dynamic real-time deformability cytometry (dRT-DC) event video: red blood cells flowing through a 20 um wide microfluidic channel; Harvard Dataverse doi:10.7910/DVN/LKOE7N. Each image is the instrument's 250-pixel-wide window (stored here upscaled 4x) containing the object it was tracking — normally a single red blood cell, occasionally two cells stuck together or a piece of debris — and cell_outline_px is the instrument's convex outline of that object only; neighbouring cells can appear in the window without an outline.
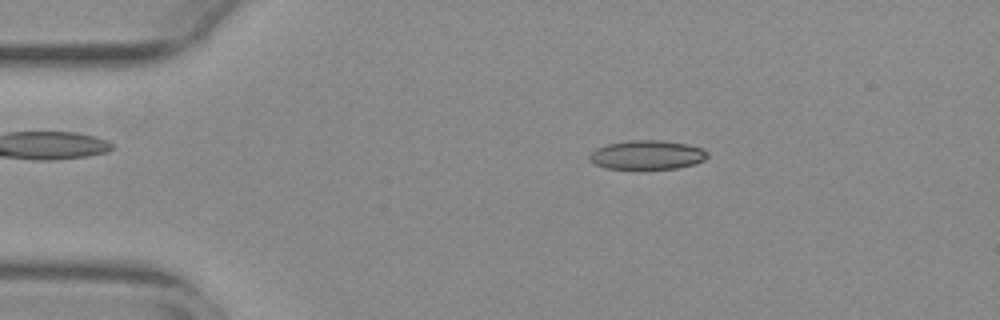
{"species": "common noctule bat (a hibernating species)", "species_latin": "Nyctalus noctula", "temperature_condition": "warm", "stored_images_in_passage": 55, "camera_frame_rate_fps": 3000, "um_per_image_px": 0.085, "animal": {"sex": "female", "body_mass_g": 29.2, "forearm_length_mm": 56.3}, "frame": {"image": 1, "passage_image": 10, "time_ms": 3.0, "image_size_px": [1000, 320], "cell_outline_px": [[708, 156], [704, 160], [692, 164], [676, 168], [608, 168], [596, 164], [588, 160], [588, 156], [596, 148], [608, 144], [628, 140], [664, 140], [688, 144], [704, 148], [708, 152]], "centroid_in_image_um": [55.02, 13.14], "position_along_channel_um": 30.0, "area_um2": 19.88}}
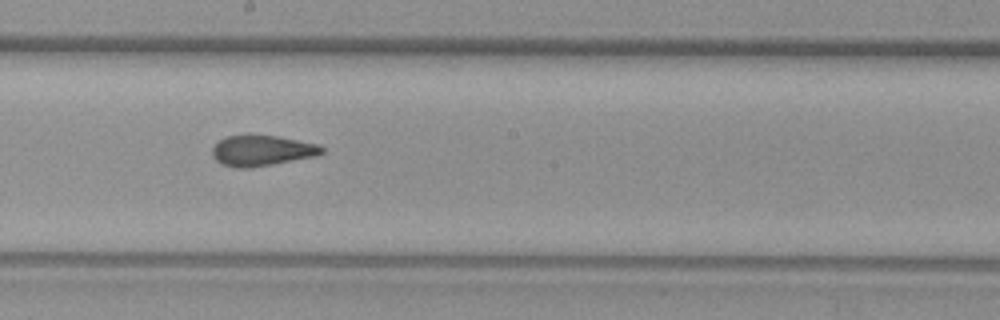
{"frame": {"image": 2, "passage_image": 30, "time_ms": 9.667, "image_size_px": [1000, 320], "cell_outline_px": [[324, 152], [316, 156], [252, 168], [236, 168], [224, 164], [216, 160], [212, 156], [212, 148], [220, 140], [228, 136], [276, 136], [320, 144], [324, 148]], "centroid_in_image_um": [22.3, 12.82], "position_along_channel_um": 225.9, "area_um2": 19.36}}
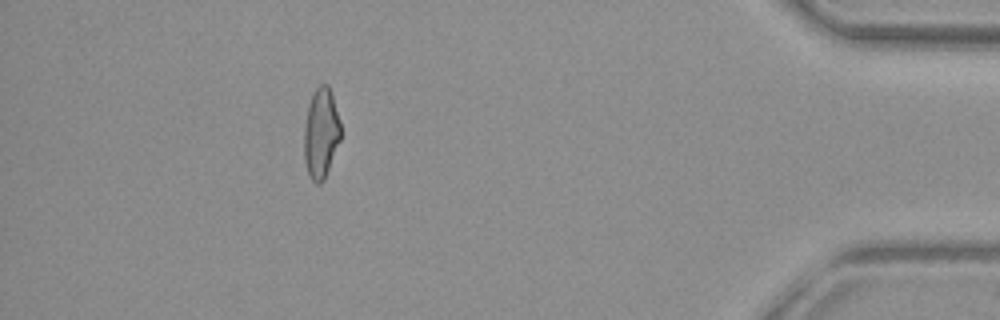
{"frame": {"image": 3, "passage_image": 49, "time_ms": 16.0, "image_size_px": [1000, 320], "cell_outline_px": [[340, 140], [324, 180], [320, 184], [316, 184], [308, 176], [304, 160], [304, 128], [308, 104], [316, 88], [320, 84], [328, 84], [332, 92], [340, 124]], "centroid_in_image_um": [27.27, 11.34], "position_along_channel_um": 407.9, "area_um2": 19.31}, "authors_computed_cell_mechanics": {"area_um2": 19.7676, "velocity_mm_per_s": 3.7684, "shape_relaxation_time_tau1_ms": null, "shape_relaxation_time_tau2_ms": 1.9279, "deformation_change_tau1": null, "deformation_change_tau2": 0.0835}}